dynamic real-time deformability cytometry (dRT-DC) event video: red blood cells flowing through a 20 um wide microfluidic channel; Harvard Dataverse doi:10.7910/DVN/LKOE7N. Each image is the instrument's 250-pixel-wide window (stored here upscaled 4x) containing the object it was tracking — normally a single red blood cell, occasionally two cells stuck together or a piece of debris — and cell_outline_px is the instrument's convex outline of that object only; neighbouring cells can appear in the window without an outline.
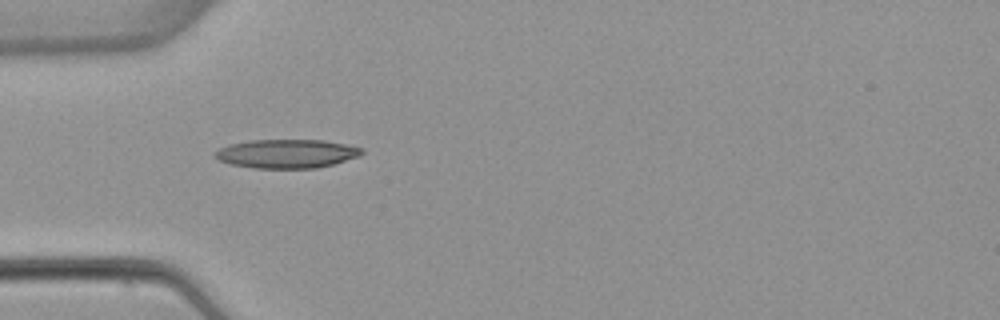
{"species": "common noctule bat (a hibernating species)", "species_latin": "Nyctalus noctula", "temperature_condition": "warm", "stored_images_in_passage": 1, "camera_frame_rate_fps": 3000, "um_per_image_px": 0.085, "animal": {"sex": "female", "body_mass_g": 22.7, "forearm_length_mm": 54.2}, "frame": {"image": 1, "passage_image": 1, "time_ms": 0.0, "image_size_px": [1000, 320], "cell_outline_px": [[364, 152], [360, 156], [332, 164], [316, 168], [252, 168], [232, 164], [220, 160], [212, 152], [220, 148], [232, 144], [248, 140], [324, 140], [364, 148]], "centroid_in_image_um": [24.39, 13.06], "position_along_channel_um": 60.6, "area_um2": 24.51}}